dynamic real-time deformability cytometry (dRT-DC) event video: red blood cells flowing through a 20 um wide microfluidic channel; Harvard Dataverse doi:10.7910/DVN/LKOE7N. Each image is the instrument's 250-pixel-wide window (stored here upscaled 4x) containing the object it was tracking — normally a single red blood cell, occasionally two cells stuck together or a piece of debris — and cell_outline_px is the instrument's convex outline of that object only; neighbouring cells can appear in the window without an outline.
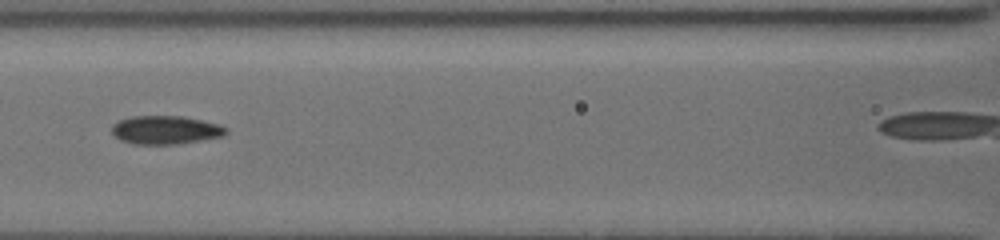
{"species": "common noctule bat (a hibernating species)", "species_latin": "Nyctalus noctula", "temperature_condition": "cold", "stored_images_in_passage": 11, "camera_frame_rate_fps": 3000, "um_per_image_px": 0.085, "animal": {"sex": "female", "body_mass_g": 19.5, "forearm_length_mm": 54.1}, "frame": {"image": 1, "passage_image": 10, "time_ms": 5.667, "image_size_px": [1000, 240], "cell_outline_px": [[228, 132], [224, 136], [176, 144], [132, 144], [120, 140], [112, 132], [112, 124], [120, 120], [132, 116], [180, 116], [220, 124], [228, 128]], "centroid_in_image_um": [14.08, 11.05], "position_along_channel_um": 152.5, "area_um2": 18.9}}